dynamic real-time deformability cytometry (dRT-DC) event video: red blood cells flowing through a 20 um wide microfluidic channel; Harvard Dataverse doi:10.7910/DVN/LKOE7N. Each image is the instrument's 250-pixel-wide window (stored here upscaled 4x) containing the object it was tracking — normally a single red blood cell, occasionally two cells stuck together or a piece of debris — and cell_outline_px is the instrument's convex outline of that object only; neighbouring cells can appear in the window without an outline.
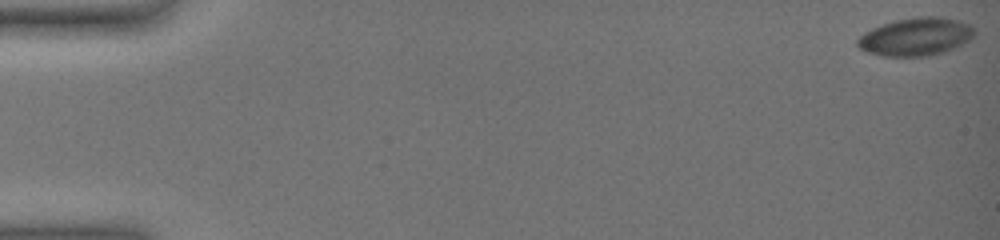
{"species": "common noctule bat (a hibernating species)", "species_latin": "Nyctalus noctula", "temperature_condition": "warm", "stored_images_in_passage": 4, "camera_frame_rate_fps": 3000, "um_per_image_px": 0.085, "animal": {"sex": "female", "body_mass_g": 19.0, "forearm_length_mm": 51.5}, "frame": {"image": 1, "passage_image": 1, "time_ms": 0.0, "image_size_px": [1000, 240], "cell_outline_px": [[976, 32], [968, 40], [956, 48], [944, 52], [928, 56], [880, 56], [868, 52], [860, 48], [856, 44], [856, 40], [864, 32], [872, 28], [896, 20], [920, 16], [936, 16], [956, 20], [968, 24]], "centroid_in_image_um": [77.82, 3.13], "position_along_channel_um": 7.2, "area_um2": 25.72}}